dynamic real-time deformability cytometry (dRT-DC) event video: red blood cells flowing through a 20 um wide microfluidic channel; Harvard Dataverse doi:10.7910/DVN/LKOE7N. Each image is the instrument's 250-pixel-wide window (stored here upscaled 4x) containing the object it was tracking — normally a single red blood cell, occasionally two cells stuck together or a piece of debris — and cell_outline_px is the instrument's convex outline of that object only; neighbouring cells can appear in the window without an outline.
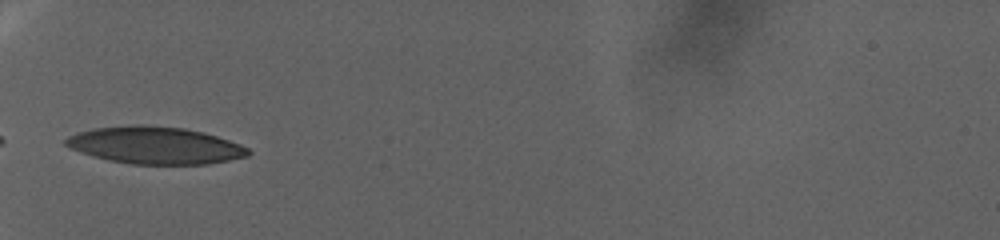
{"species": "human", "species_latin": "Homo sapiens", "temperature_condition": "warm", "stored_images_in_passage": 59, "camera_frame_rate_fps": 3000, "um_per_image_px": 0.085, "donor": {"sex": "female"}, "frame": {"image": 1, "passage_image": 1, "time_ms": 0.0, "image_size_px": [1000, 240], "cell_outline_px": [[252, 152], [248, 156], [208, 164], [132, 164], [108, 160], [92, 156], [80, 152], [64, 144], [64, 140], [68, 136], [76, 132], [92, 128], [136, 124], [148, 124], [184, 128], [204, 132], [240, 144], [248, 148]], "centroid_in_image_um": [13.16, 12.34], "position_along_channel_um": 71.8, "area_um2": 39.77}}
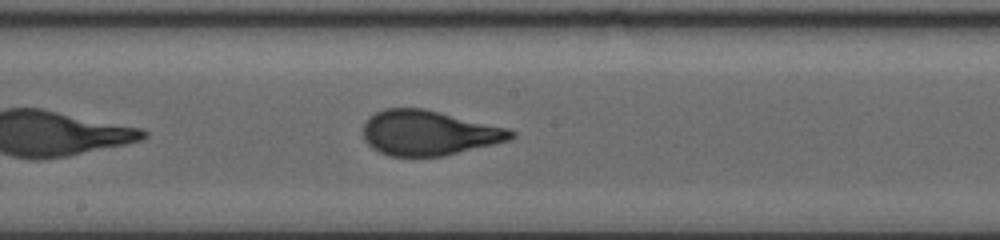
{"frame": {"image": 2, "passage_image": 21, "time_ms": 6.667, "image_size_px": [1000, 240], "cell_outline_px": [[516, 136], [508, 140], [444, 156], [388, 156], [372, 148], [364, 140], [364, 124], [368, 116], [384, 108], [424, 108], [508, 128], [516, 132]], "centroid_in_image_um": [36.42, 11.29], "position_along_channel_um": 211.8, "area_um2": 38.67}}
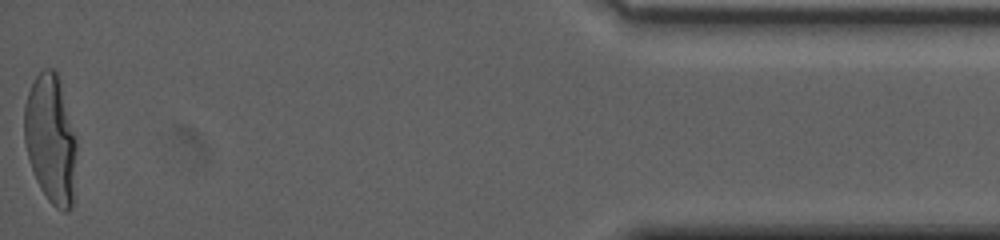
{"frame": {"image": 3, "passage_image": 59, "time_ms": 19.333, "image_size_px": [1000, 240], "cell_outline_px": [[76, 152], [72, 208], [68, 212], [64, 212], [56, 208], [48, 200], [40, 188], [36, 180], [28, 156], [24, 140], [24, 104], [28, 92], [36, 76], [44, 68], [52, 68], [56, 72], [60, 80], [76, 136]], "centroid_in_image_um": [4.31, 11.83], "position_along_channel_um": 430.9, "area_um2": 39.36}, "authors_computed_cell_mechanics": {"area_um2": 38.437, "velocity_mm_per_s": 2.2306, "shape_relaxation_time_tau1_ms": 10.7309, "shape_relaxation_time_tau2_ms": null, "deformation_change_tau1": 0.3042, "deformation_change_tau2": null}}